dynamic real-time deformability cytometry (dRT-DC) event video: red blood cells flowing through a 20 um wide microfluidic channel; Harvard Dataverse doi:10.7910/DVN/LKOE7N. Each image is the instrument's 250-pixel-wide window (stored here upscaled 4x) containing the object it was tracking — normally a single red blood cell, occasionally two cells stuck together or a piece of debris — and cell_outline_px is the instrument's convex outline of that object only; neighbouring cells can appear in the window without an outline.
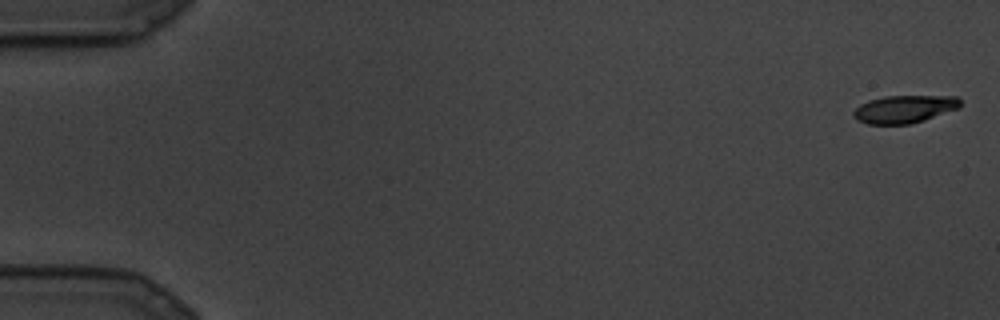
{"species": "common noctule bat (a hibernating species)", "species_latin": "Nyctalus noctula", "temperature_condition": "cold", "stored_images_in_passage": 10, "camera_frame_rate_fps": 3000, "um_per_image_px": 0.085, "animal": {"sex": "male", "body_mass_g": 19.5, "forearm_length_mm": 54.6}, "frame": {"image": 1, "passage_image": 1, "time_ms": 0.0, "image_size_px": [1000, 320], "cell_outline_px": [[960, 108], [912, 124], [868, 124], [856, 120], [852, 116], [852, 112], [860, 104], [868, 100], [884, 96], [956, 96], [960, 100]], "centroid_in_image_um": [76.84, 9.28], "position_along_channel_um": 8.2, "area_um2": 17.4}}
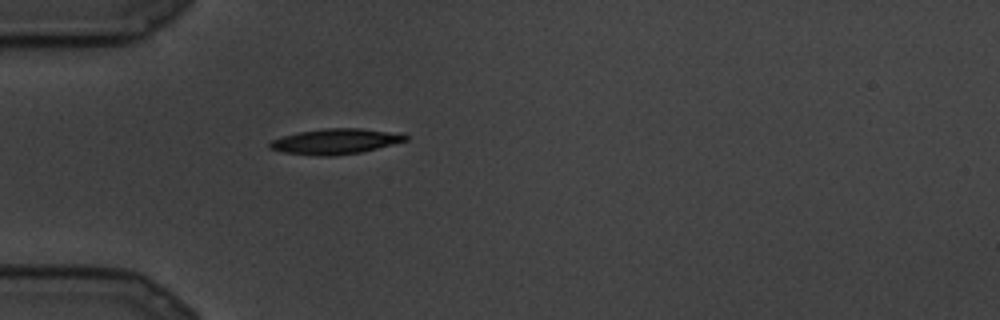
{"frame": {"image": 2, "passage_image": 9, "time_ms": 2.667, "image_size_px": [1000, 320], "cell_outline_px": [[408, 140], [360, 152], [332, 156], [320, 156], [284, 152], [268, 148], [268, 144], [272, 140], [284, 136], [300, 132], [324, 128], [360, 128], [404, 132], [408, 136]], "centroid_in_image_um": [28.57, 12.0], "position_along_channel_um": 56.4, "area_um2": 20.11}}